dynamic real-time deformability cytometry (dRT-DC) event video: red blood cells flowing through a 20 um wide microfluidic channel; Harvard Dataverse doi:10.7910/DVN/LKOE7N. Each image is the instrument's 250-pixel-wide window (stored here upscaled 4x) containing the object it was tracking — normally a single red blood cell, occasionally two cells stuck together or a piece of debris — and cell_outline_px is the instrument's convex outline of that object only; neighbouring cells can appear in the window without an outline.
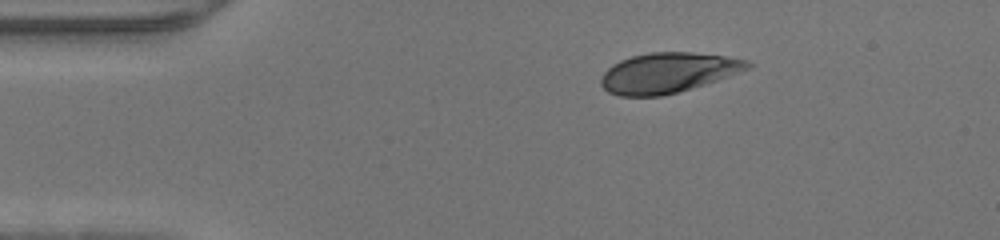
{"species": "human", "species_latin": "Homo sapiens", "temperature_condition": "warm", "stored_images_in_passage": 39, "camera_frame_rate_fps": 3000, "um_per_image_px": 0.085, "donor": {"sex": "male"}, "frame": {"image": 1, "passage_image": 1, "time_ms": 0.0, "image_size_px": [1000, 240], "cell_outline_px": [[756, 64], [752, 68], [704, 84], [676, 92], [660, 96], [620, 96], [608, 92], [600, 84], [600, 80], [604, 72], [612, 64], [620, 60], [632, 56], [652, 52], [692, 52], [728, 56], [748, 60]], "centroid_in_image_um": [56.8, 6.17], "position_along_channel_um": 28.2, "area_um2": 34.33}}
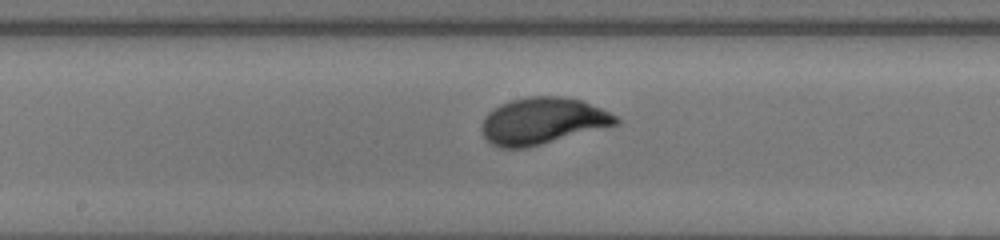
{"frame": {"image": 2, "passage_image": 17, "time_ms": 5.333, "image_size_px": [1000, 240], "cell_outline_px": [[620, 120], [616, 124], [540, 144], [524, 148], [500, 148], [492, 144], [484, 136], [480, 128], [484, 116], [488, 112], [500, 104], [512, 100], [528, 96], [564, 96], [580, 100], [600, 108], [616, 116]], "centroid_in_image_um": [46.05, 10.27], "position_along_channel_um": 202.2, "area_um2": 35.95}}
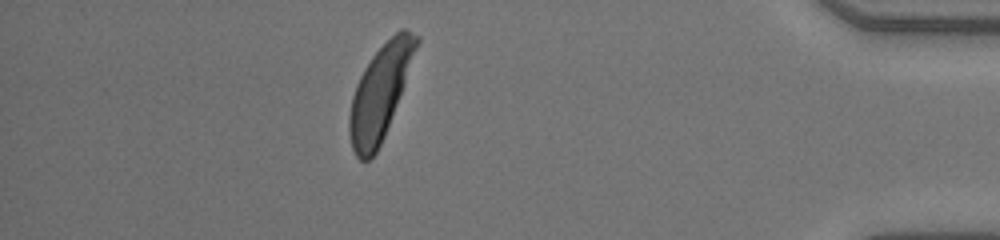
{"frame": {"image": 3, "passage_image": 34, "time_ms": 11.0, "image_size_px": [1000, 240], "cell_outline_px": [[420, 40], [404, 84], [384, 136], [376, 152], [368, 160], [360, 160], [356, 156], [352, 148], [348, 132], [348, 116], [352, 96], [356, 84], [364, 68], [372, 56], [400, 28], [404, 28], [420, 36]], "centroid_in_image_um": [32.28, 7.86], "position_along_channel_um": 402.9, "area_um2": 36.01}}